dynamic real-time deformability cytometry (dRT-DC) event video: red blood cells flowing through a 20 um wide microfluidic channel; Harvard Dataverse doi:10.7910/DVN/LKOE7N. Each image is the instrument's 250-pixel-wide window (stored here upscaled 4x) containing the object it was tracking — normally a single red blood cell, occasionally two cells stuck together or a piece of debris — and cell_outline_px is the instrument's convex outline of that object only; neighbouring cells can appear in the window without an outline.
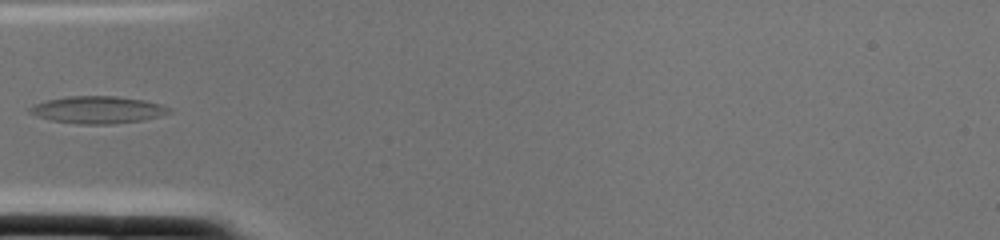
{"species": "common noctule bat (a hibernating species)", "species_latin": "Nyctalus noctula", "temperature_condition": "cold", "stored_images_in_passage": 2, "camera_frame_rate_fps": 3000, "um_per_image_px": 0.085, "animal": {"sex": "female", "body_mass_g": 22.0, "forearm_length_mm": 56.7}, "frame": {"image": 1, "passage_image": 2, "time_ms": 0.333, "image_size_px": [1000, 240], "cell_outline_px": [[172, 112], [160, 116], [144, 120], [112, 124], [80, 124], [52, 120], [36, 116], [28, 112], [28, 108], [32, 104], [44, 100], [68, 96], [116, 96], [144, 100], [160, 104], [172, 108]], "centroid_in_image_um": [8.29, 9.33], "position_along_channel_um": 76.7, "area_um2": 22.31}}